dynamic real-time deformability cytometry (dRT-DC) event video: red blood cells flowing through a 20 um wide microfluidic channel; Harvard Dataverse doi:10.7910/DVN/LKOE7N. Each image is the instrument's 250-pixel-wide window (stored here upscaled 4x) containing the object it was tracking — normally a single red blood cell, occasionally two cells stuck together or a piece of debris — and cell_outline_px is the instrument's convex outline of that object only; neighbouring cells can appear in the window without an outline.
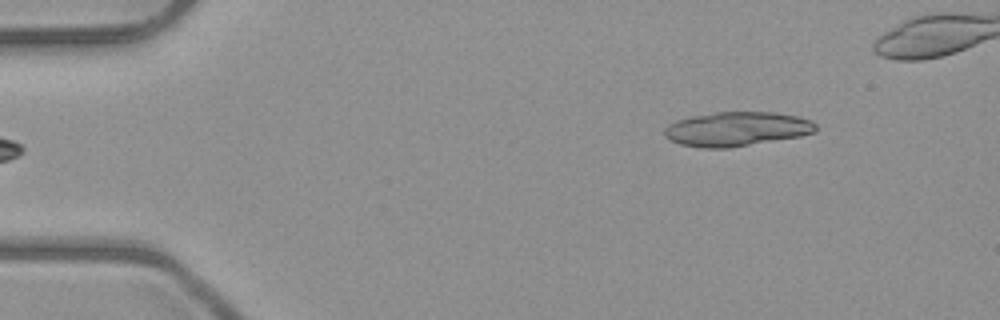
{"species": "common noctule bat (a hibernating species)", "species_latin": "Nyctalus noctula", "temperature_condition": "room temperature", "stored_images_in_passage": 5, "segment_of_instrument_passage": [2, 2], "camera_frame_rate_fps": 3000, "um_per_image_px": 0.085, "animal": {"sex": "male", "body_mass_g": 23.1, "forearm_length_mm": 52.7}, "frame": {"image": 1, "passage_image": 5, "time_ms": 5.333, "image_size_px": [1000, 320], "cell_outline_px": [[816, 132], [800, 136], [728, 148], [704, 148], [680, 144], [664, 136], [664, 128], [668, 124], [676, 120], [688, 116], [716, 112], [776, 112], [796, 116], [812, 120], [816, 124]], "centroid_in_image_um": [62.61, 10.95], "position_along_channel_um": 22.4, "area_um2": 30.35}}